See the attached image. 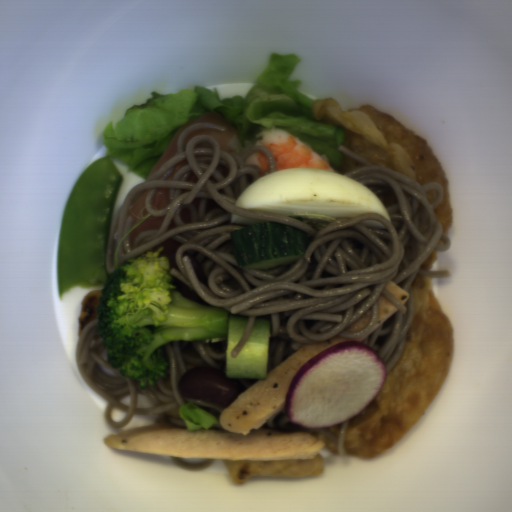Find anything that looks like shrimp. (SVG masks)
I'll list each match as a JSON object with an SVG mask.
<instances>
[{
  "instance_id": "shrimp-1",
  "label": "shrimp",
  "mask_w": 512,
  "mask_h": 512,
  "mask_svg": "<svg viewBox=\"0 0 512 512\" xmlns=\"http://www.w3.org/2000/svg\"><path fill=\"white\" fill-rule=\"evenodd\" d=\"M254 146H264L271 151L276 164L274 172L294 168H320L337 173L333 165L298 135L280 129H263Z\"/></svg>"
},
{
  "instance_id": "shrimp-2",
  "label": "shrimp",
  "mask_w": 512,
  "mask_h": 512,
  "mask_svg": "<svg viewBox=\"0 0 512 512\" xmlns=\"http://www.w3.org/2000/svg\"><path fill=\"white\" fill-rule=\"evenodd\" d=\"M246 164L252 165L257 164L260 167L261 173L264 174L266 170H269V161L265 152L257 151L247 157Z\"/></svg>"
}]
</instances>
